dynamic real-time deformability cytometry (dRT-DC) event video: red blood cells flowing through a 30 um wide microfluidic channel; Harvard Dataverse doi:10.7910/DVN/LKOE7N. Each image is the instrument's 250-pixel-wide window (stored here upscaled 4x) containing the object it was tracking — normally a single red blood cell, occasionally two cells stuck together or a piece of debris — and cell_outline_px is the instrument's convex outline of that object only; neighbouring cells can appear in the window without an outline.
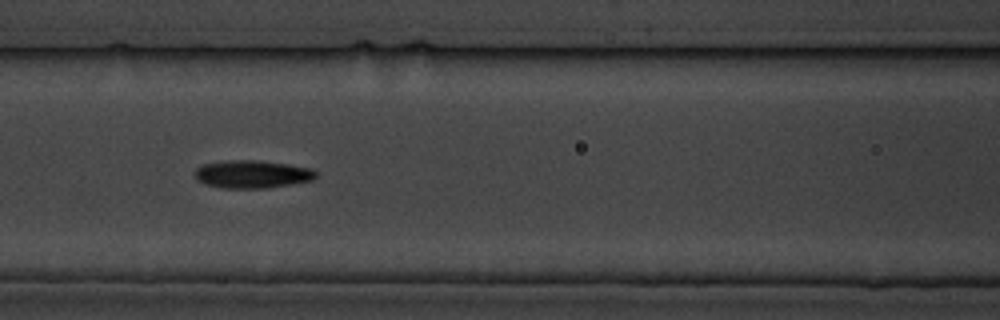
{"species": "common noctule bat (a hibernating species)", "species_latin": "Nyctalus noctula", "temperature_condition": "cold", "stored_images_in_passage": 9, "camera_frame_rate_fps": 3000, "um_per_image_px": 0.085, "animal": {"sex": "male", "body_mass_g": 19.5, "forearm_length_mm": 54.6}, "frame": {"image": 1, "passage_image": 8, "time_ms": 8.0, "image_size_px": [1000, 320], "cell_outline_px": [[316, 176], [312, 180], [292, 184], [268, 188], [220, 188], [204, 184], [196, 180], [192, 172], [196, 168], [204, 164], [228, 160], [256, 160], [288, 164], [312, 168], [316, 172]], "centroid_in_image_um": [21.39, 14.81], "position_along_channel_um": 145.2, "area_um2": 19.88}}